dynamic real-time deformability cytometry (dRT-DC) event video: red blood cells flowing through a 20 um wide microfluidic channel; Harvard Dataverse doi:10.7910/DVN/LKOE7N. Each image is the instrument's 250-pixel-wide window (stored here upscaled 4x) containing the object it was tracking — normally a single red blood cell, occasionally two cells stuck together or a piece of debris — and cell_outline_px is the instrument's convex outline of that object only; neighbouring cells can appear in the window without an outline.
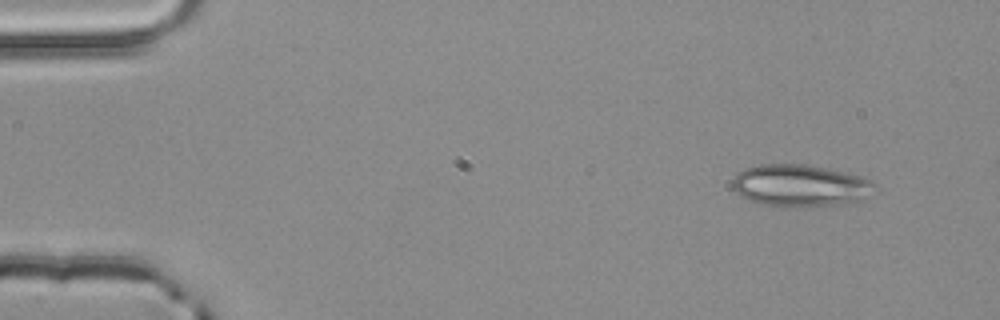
{"species": "common noctule bat (a hibernating species)", "species_latin": "Nyctalus noctula", "temperature_condition": "room temperature", "stored_images_in_passage": 4, "camera_frame_rate_fps": 3000, "um_per_image_px": 0.085, "animal": {"sex": "male", "body_mass_g": 20.4}, "frame": {"image": 1, "passage_image": 1, "time_ms": 0.0, "image_size_px": [1000, 320], "cell_outline_px": [[880, 188], [860, 200], [836, 204], [784, 208], [764, 204], [748, 200], [740, 196], [732, 188], [732, 180], [736, 172], [744, 168], [760, 164], [800, 164], [824, 168], [856, 176], [868, 180], [876, 184]], "centroid_in_image_um": [67.94, 15.78], "position_along_channel_um": 17.1, "area_um2": 34.74}}